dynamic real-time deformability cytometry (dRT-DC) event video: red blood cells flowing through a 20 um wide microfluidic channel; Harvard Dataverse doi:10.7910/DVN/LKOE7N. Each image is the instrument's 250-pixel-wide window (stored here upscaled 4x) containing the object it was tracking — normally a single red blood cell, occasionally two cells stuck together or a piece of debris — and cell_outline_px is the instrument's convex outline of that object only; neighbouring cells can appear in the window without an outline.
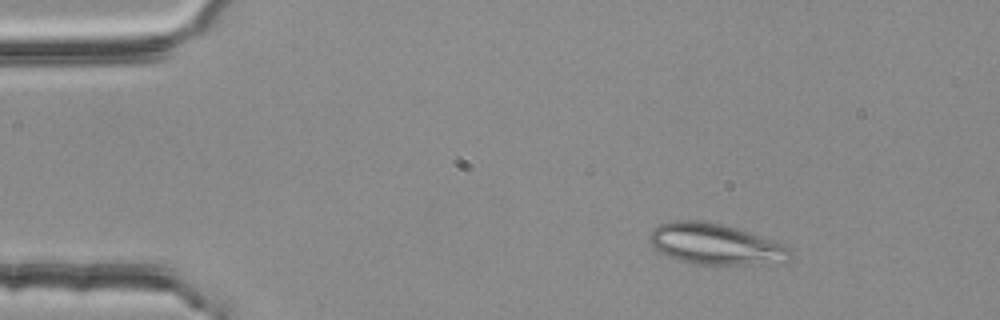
{"species": "common noctule bat (a hibernating species)", "species_latin": "Nyctalus noctula", "temperature_condition": "room temperature", "stored_images_in_passage": 45, "segment_of_instrument_passage": [1, 2], "camera_frame_rate_fps": 3000, "um_per_image_px": 0.085, "animal": {"sex": "female", "body_mass_g": 25.1}, "frame": {"image": 1, "passage_image": 1, "time_ms": 0.0, "image_size_px": [1000, 320], "cell_outline_px": [[792, 260], [788, 264], [696, 264], [680, 260], [668, 256], [660, 252], [648, 240], [648, 236], [652, 228], [660, 224], [672, 220], [700, 220], [720, 224], [736, 228], [748, 232], [788, 248], [792, 256]], "centroid_in_image_um": [60.79, 20.76], "position_along_channel_um": 24.2, "area_um2": 33.41}}